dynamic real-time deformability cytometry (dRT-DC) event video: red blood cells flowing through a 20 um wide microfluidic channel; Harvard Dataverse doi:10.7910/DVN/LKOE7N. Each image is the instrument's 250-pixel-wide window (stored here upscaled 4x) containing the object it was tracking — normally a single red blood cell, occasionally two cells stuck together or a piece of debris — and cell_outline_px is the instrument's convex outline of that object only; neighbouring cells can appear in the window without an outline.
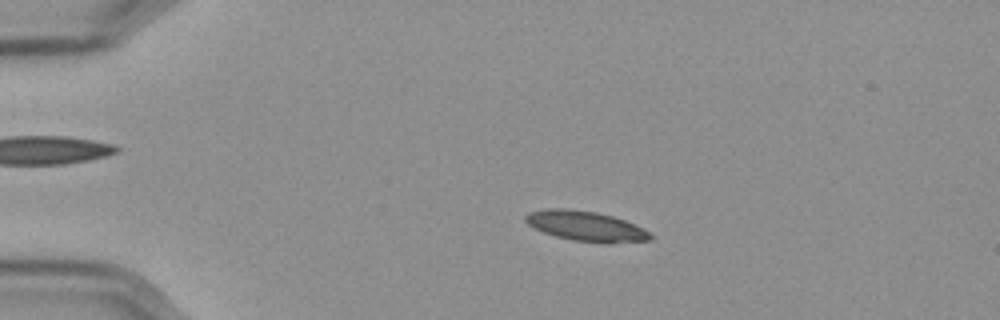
{"species": "Egyptian fruit bat (a non-hibernating species)", "species_latin": "Rousettus aegyptiacus", "temperature_condition": "cold", "stored_images_in_passage": 48, "camera_frame_rate_fps": 3000, "um_per_image_px": 0.085, "frame": {"image": 1, "passage_image": 3, "time_ms": 0.667, "image_size_px": [1000, 320], "cell_outline_px": [[652, 240], [604, 244], [572, 240], [556, 236], [544, 232], [528, 224], [524, 220], [524, 216], [528, 212], [544, 208], [568, 208], [596, 212], [612, 216], [636, 224], [648, 232], [652, 236]], "centroid_in_image_um": [49.79, 19.22], "position_along_channel_um": 35.2, "area_um2": 22.02}}
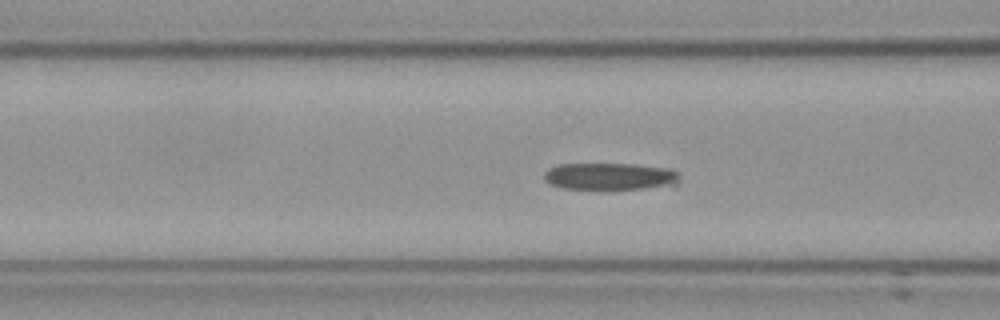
{"frame": {"image": 2, "passage_image": 14, "time_ms": 4.333, "image_size_px": [1000, 320], "cell_outline_px": [[680, 180], [676, 184], [644, 188], [564, 188], [552, 184], [544, 180], [544, 172], [548, 168], [560, 164], [632, 164], [672, 168], [680, 172]], "centroid_in_image_um": [51.89, 14.96], "position_along_channel_um": 114.7, "area_um2": 21.15}}
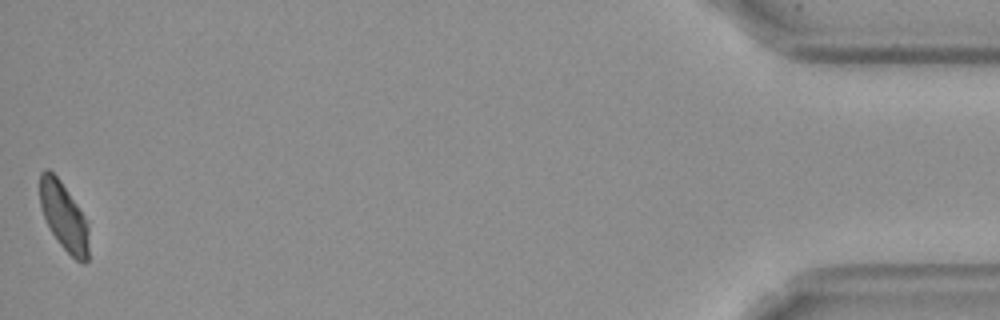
{"frame": {"image": 3, "passage_image": 48, "time_ms": 15.667, "image_size_px": [1000, 320], "cell_outline_px": [[88, 260], [84, 264], [76, 260], [60, 244], [52, 232], [40, 208], [40, 172], [44, 168], [48, 168], [60, 180], [84, 216], [88, 224]], "centroid_in_image_um": [5.42, 18.39], "position_along_channel_um": 429.8, "area_um2": 19.13}, "authors_computed_cell_mechanics": {"area_um2": 22.1374, "velocity_mm_per_s": 3.5461, "shape_relaxation_time_tau1_ms": null, "shape_relaxation_time_tau2_ms": 8.1498, "deformation_change_tau1": null, "deformation_change_tau2": 0.2286}}